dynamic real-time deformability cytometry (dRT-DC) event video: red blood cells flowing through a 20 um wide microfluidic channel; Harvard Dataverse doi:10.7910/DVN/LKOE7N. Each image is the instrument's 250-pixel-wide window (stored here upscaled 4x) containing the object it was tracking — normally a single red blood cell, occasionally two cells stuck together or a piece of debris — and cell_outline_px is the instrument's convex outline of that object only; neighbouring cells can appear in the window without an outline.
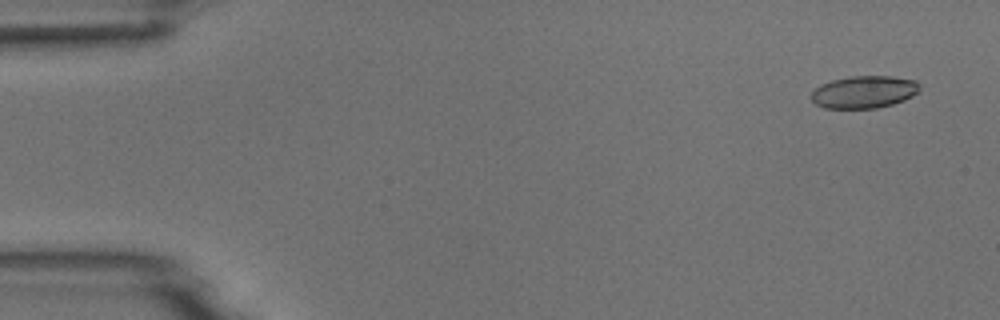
{"species": "common noctule bat (a hibernating species)", "species_latin": "Nyctalus noctula", "temperature_condition": "room temperature", "stored_images_in_passage": 4, "camera_frame_rate_fps": 3000, "um_per_image_px": 0.085, "animal": {"sex": "male", "body_mass_g": 18.8}, "frame": {"image": 1, "passage_image": 1, "time_ms": 0.0, "image_size_px": [1000, 320], "cell_outline_px": [[920, 88], [912, 96], [904, 100], [892, 104], [876, 108], [824, 108], [816, 104], [812, 100], [812, 92], [820, 84], [832, 80], [848, 76], [892, 76], [916, 80], [920, 84]], "centroid_in_image_um": [73.45, 7.81], "position_along_channel_um": 11.6, "area_um2": 20.46}}
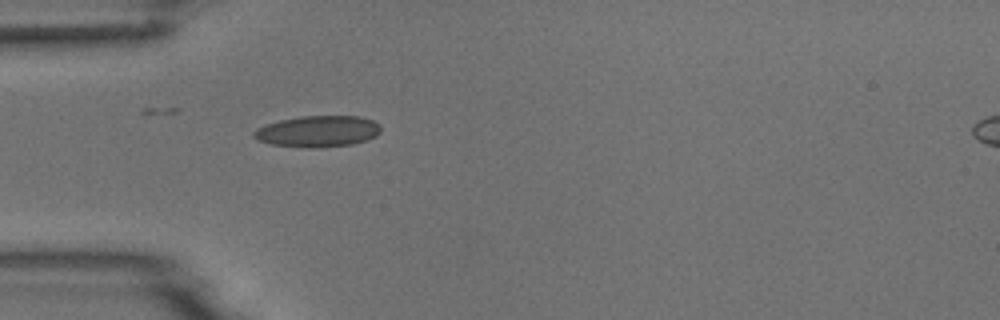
{"frame": {"image": 2, "passage_image": 4, "time_ms": 4.333, "image_size_px": [1000, 320], "cell_outline_px": [[380, 132], [376, 136], [352, 144], [312, 148], [308, 148], [272, 144], [256, 140], [252, 136], [252, 132], [256, 128], [280, 120], [300, 116], [360, 116], [372, 120], [380, 124]], "centroid_in_image_um": [26.99, 11.16], "position_along_channel_um": 58.0, "area_um2": 23.12}}